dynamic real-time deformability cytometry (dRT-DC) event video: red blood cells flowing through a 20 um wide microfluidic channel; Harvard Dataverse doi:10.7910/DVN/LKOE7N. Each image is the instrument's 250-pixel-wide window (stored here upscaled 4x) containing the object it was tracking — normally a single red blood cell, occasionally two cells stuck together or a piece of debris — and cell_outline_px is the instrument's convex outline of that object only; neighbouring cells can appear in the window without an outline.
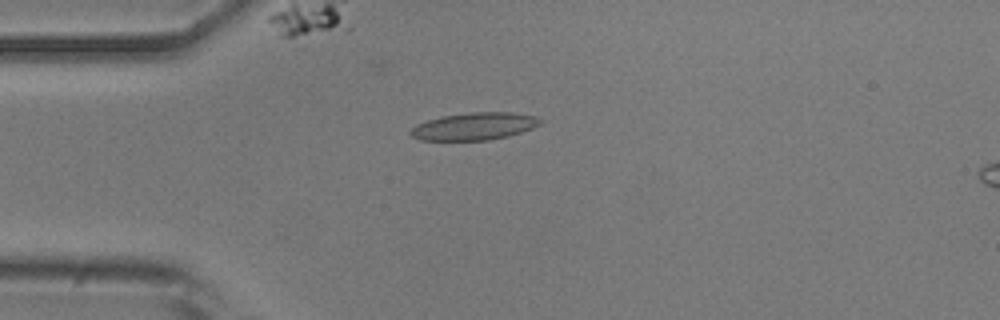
{"species": "common noctule bat (a hibernating species)", "species_latin": "Nyctalus noctula", "temperature_condition": "room temperature", "stored_images_in_passage": 5, "camera_frame_rate_fps": 3000, "um_per_image_px": 0.085, "animal": {"sex": "male", "body_mass_g": 20.5, "forearm_length_mm": 52.5}, "frame": {"image": 1, "passage_image": 3, "time_ms": 0.667, "image_size_px": [1000, 320], "cell_outline_px": [[544, 120], [540, 124], [532, 128], [508, 136], [488, 140], [420, 140], [412, 136], [408, 132], [416, 124], [440, 116], [468, 112], [512, 112], [536, 116]], "centroid_in_image_um": [40.31, 10.72], "position_along_channel_um": 44.7, "area_um2": 20.81}}